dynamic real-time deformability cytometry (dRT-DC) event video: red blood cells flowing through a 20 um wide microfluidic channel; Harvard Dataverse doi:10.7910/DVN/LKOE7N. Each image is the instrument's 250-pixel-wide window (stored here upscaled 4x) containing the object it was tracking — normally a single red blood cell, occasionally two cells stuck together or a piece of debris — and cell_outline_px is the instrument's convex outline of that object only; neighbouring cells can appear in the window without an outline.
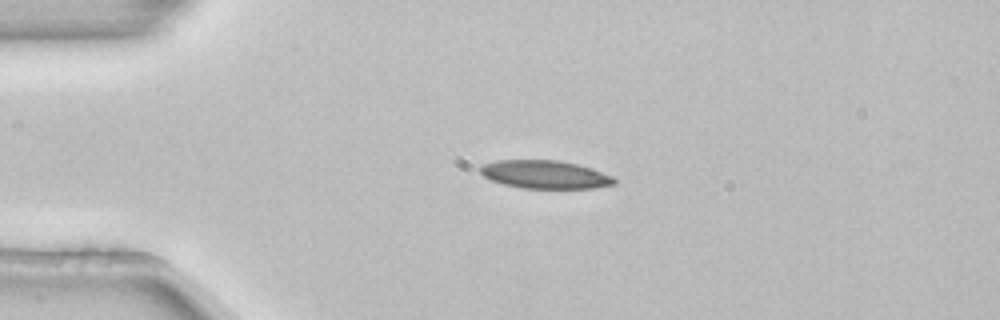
{"species": "common noctule bat (a hibernating species)", "species_latin": "Nyctalus noctula", "temperature_condition": "room temperature", "stored_images_in_passage": 5, "camera_frame_rate_fps": 3000, "um_per_image_px": 0.085, "animal": {"sex": "female", "body_mass_g": 22.7, "forearm_length_mm": 54.2}, "frame": {"image": 1, "passage_image": 3, "time_ms": 0.667, "image_size_px": [1000, 320], "cell_outline_px": [[616, 184], [592, 188], [520, 188], [504, 184], [492, 180], [484, 176], [480, 172], [480, 164], [496, 160], [560, 160], [592, 168], [612, 176], [616, 180]], "centroid_in_image_um": [46.31, 14.82], "position_along_channel_um": 38.7, "area_um2": 22.02}}